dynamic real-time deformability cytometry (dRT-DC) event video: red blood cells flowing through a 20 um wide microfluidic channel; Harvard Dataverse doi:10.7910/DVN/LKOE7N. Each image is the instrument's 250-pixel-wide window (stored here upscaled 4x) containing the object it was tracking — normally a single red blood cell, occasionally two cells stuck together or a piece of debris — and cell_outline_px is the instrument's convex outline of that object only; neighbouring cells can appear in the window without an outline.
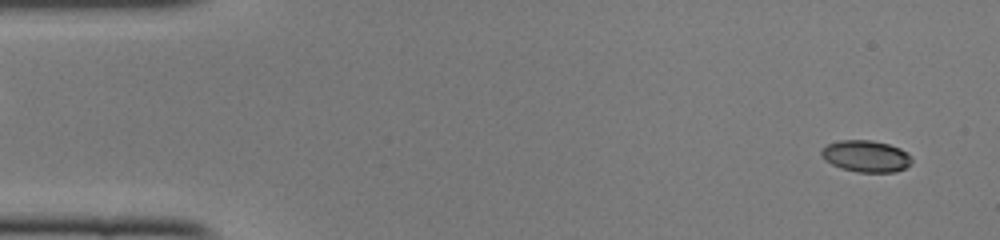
{"species": "common noctule bat (a hibernating species)", "species_latin": "Nyctalus noctula", "temperature_condition": "cold", "stored_images_in_passage": 48, "camera_frame_rate_fps": 3000, "um_per_image_px": 0.085, "animal": {"sex": "female", "body_mass_g": 22.0, "forearm_length_mm": 56.7}, "frame": {"image": 1, "passage_image": 2, "time_ms": 0.333, "image_size_px": [1000, 240], "cell_outline_px": [[912, 164], [896, 172], [856, 172], [840, 168], [824, 160], [820, 152], [828, 144], [840, 140], [872, 140], [888, 144], [900, 148], [908, 152], [912, 156]], "centroid_in_image_um": [73.64, 13.28], "position_along_channel_um": 11.4, "area_um2": 16.82}}
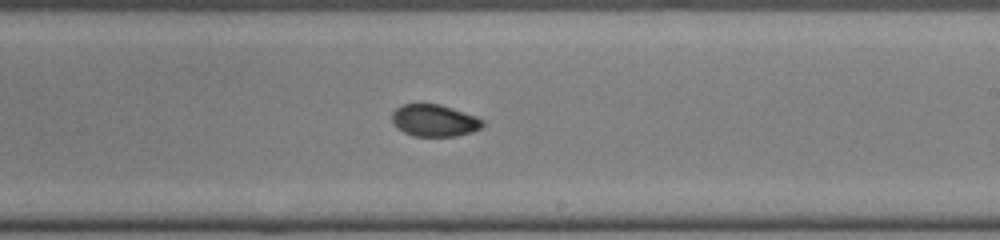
{"frame": {"image": 2, "passage_image": 28, "time_ms": 9.0, "image_size_px": [1000, 240], "cell_outline_px": [[484, 124], [480, 128], [472, 132], [456, 136], [412, 136], [396, 128], [392, 120], [392, 112], [400, 104], [440, 104], [476, 116], [484, 120]], "centroid_in_image_um": [36.9, 10.24], "position_along_channel_um": 252.1, "area_um2": 16.99}}
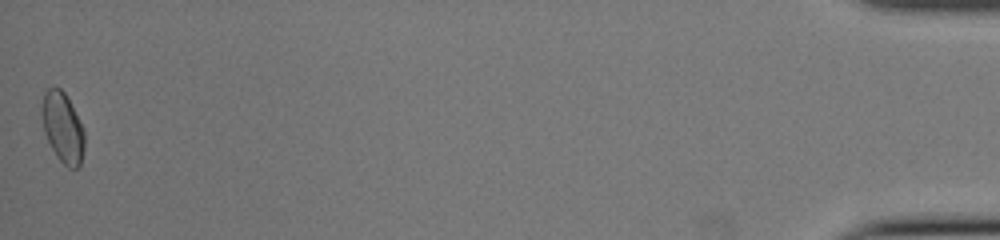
{"frame": {"image": 3, "passage_image": 48, "time_ms": 15.667, "image_size_px": [1000, 240], "cell_outline_px": [[84, 148], [80, 168], [68, 168], [56, 156], [44, 132], [40, 112], [40, 108], [44, 92], [48, 88], [60, 88], [64, 92], [84, 132]], "centroid_in_image_um": [5.3, 10.86], "position_along_channel_um": 429.9, "area_um2": 17.28}, "authors_computed_cell_mechanics": {"area_um2": 17.1377, "velocity_mm_per_s": 4.1153, "shape_relaxation_time_tau1_ms": 5.9563, "shape_relaxation_time_tau2_ms": 1.8781, "deformation_change_tau1": 0.1405, "deformation_change_tau2": 0.0401}}